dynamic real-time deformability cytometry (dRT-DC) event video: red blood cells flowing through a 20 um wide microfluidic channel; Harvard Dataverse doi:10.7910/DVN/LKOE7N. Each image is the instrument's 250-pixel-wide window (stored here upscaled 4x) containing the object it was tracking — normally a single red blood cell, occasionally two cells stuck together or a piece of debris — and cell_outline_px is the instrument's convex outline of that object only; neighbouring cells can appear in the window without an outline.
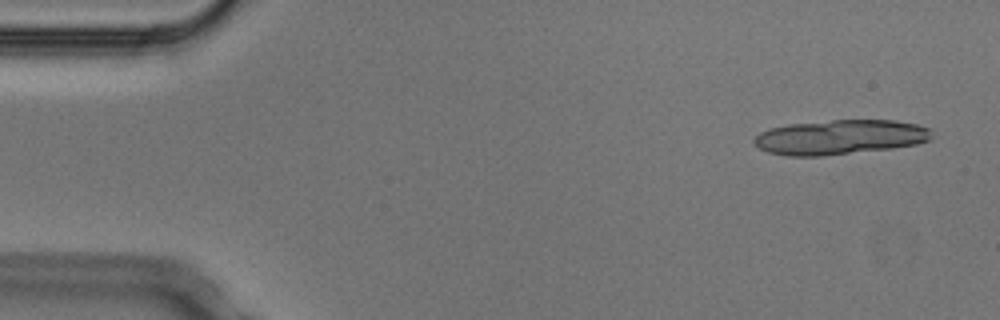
{"species": "Egyptian fruit bat (a non-hibernating species)", "species_latin": "Rousettus aegyptiacus", "temperature_condition": "cold", "stored_images_in_passage": 4, "camera_frame_rate_fps": 3000, "um_per_image_px": 0.085, "animal": {"sex": "male"}, "frame": {"image": 1, "passage_image": 1, "time_ms": 0.0, "image_size_px": [1000, 320], "cell_outline_px": [[932, 136], [928, 140], [916, 144], [892, 148], [820, 156], [788, 156], [768, 152], [760, 148], [752, 140], [760, 132], [768, 128], [788, 124], [832, 120], [896, 120], [916, 124], [932, 128]], "centroid_in_image_um": [71.4, 11.65], "position_along_channel_um": 13.6, "area_um2": 35.95}}